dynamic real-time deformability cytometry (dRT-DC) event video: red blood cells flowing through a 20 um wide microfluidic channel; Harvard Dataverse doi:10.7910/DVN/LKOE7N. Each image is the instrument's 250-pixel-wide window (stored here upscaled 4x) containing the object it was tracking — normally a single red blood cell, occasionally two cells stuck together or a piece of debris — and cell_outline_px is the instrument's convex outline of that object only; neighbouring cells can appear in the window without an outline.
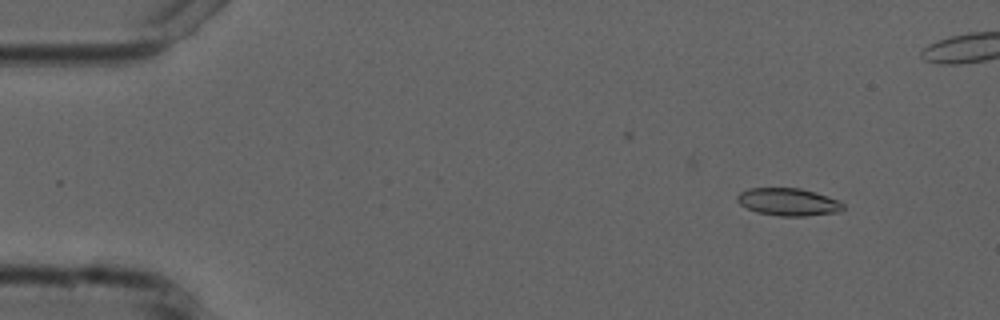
{"species": "common noctule bat (a hibernating species)", "species_latin": "Nyctalus noctula", "temperature_condition": "cold", "stored_images_in_passage": 5, "camera_frame_rate_fps": 3000, "um_per_image_px": 0.085, "animal": {"sex": "male", "forearm_length_mm": 52.5}, "frame": {"image": 1, "passage_image": 2, "time_ms": 1.0, "image_size_px": [1000, 320], "cell_outline_px": [[844, 208], [840, 212], [804, 216], [780, 216], [756, 212], [740, 204], [736, 200], [736, 196], [740, 192], [748, 188], [800, 188], [816, 192], [836, 200], [844, 204]], "centroid_in_image_um": [66.98, 17.16], "position_along_channel_um": 18.0, "area_um2": 16.99}}